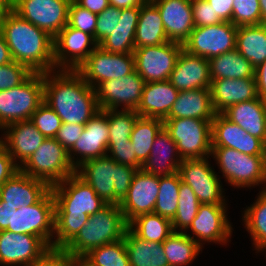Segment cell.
<instances>
[{
	"mask_svg": "<svg viewBox=\"0 0 266 266\" xmlns=\"http://www.w3.org/2000/svg\"><path fill=\"white\" fill-rule=\"evenodd\" d=\"M236 50L254 68L262 64L266 60V24L239 26Z\"/></svg>",
	"mask_w": 266,
	"mask_h": 266,
	"instance_id": "cell-35",
	"label": "cell"
},
{
	"mask_svg": "<svg viewBox=\"0 0 266 266\" xmlns=\"http://www.w3.org/2000/svg\"><path fill=\"white\" fill-rule=\"evenodd\" d=\"M139 13L140 7L121 9V17L117 27L98 46L111 53H133Z\"/></svg>",
	"mask_w": 266,
	"mask_h": 266,
	"instance_id": "cell-32",
	"label": "cell"
},
{
	"mask_svg": "<svg viewBox=\"0 0 266 266\" xmlns=\"http://www.w3.org/2000/svg\"><path fill=\"white\" fill-rule=\"evenodd\" d=\"M145 81L134 71L119 79L106 80L95 88L100 110L136 111L141 103Z\"/></svg>",
	"mask_w": 266,
	"mask_h": 266,
	"instance_id": "cell-16",
	"label": "cell"
},
{
	"mask_svg": "<svg viewBox=\"0 0 266 266\" xmlns=\"http://www.w3.org/2000/svg\"><path fill=\"white\" fill-rule=\"evenodd\" d=\"M158 9L169 41L183 44L195 28L191 0H150Z\"/></svg>",
	"mask_w": 266,
	"mask_h": 266,
	"instance_id": "cell-24",
	"label": "cell"
},
{
	"mask_svg": "<svg viewBox=\"0 0 266 266\" xmlns=\"http://www.w3.org/2000/svg\"><path fill=\"white\" fill-rule=\"evenodd\" d=\"M146 0H109L110 6L126 9L140 7Z\"/></svg>",
	"mask_w": 266,
	"mask_h": 266,
	"instance_id": "cell-61",
	"label": "cell"
},
{
	"mask_svg": "<svg viewBox=\"0 0 266 266\" xmlns=\"http://www.w3.org/2000/svg\"><path fill=\"white\" fill-rule=\"evenodd\" d=\"M182 49L183 44L174 41L135 48V71L145 83L167 81Z\"/></svg>",
	"mask_w": 266,
	"mask_h": 266,
	"instance_id": "cell-13",
	"label": "cell"
},
{
	"mask_svg": "<svg viewBox=\"0 0 266 266\" xmlns=\"http://www.w3.org/2000/svg\"><path fill=\"white\" fill-rule=\"evenodd\" d=\"M254 77L258 96L266 102V60L255 68Z\"/></svg>",
	"mask_w": 266,
	"mask_h": 266,
	"instance_id": "cell-57",
	"label": "cell"
},
{
	"mask_svg": "<svg viewBox=\"0 0 266 266\" xmlns=\"http://www.w3.org/2000/svg\"><path fill=\"white\" fill-rule=\"evenodd\" d=\"M138 117L139 114L133 110H107L108 143L128 142Z\"/></svg>",
	"mask_w": 266,
	"mask_h": 266,
	"instance_id": "cell-45",
	"label": "cell"
},
{
	"mask_svg": "<svg viewBox=\"0 0 266 266\" xmlns=\"http://www.w3.org/2000/svg\"><path fill=\"white\" fill-rule=\"evenodd\" d=\"M30 121L45 138H55L62 125L61 118L44 101L32 114Z\"/></svg>",
	"mask_w": 266,
	"mask_h": 266,
	"instance_id": "cell-46",
	"label": "cell"
},
{
	"mask_svg": "<svg viewBox=\"0 0 266 266\" xmlns=\"http://www.w3.org/2000/svg\"><path fill=\"white\" fill-rule=\"evenodd\" d=\"M221 114L251 136L266 143V102L259 96L250 101L231 105Z\"/></svg>",
	"mask_w": 266,
	"mask_h": 266,
	"instance_id": "cell-29",
	"label": "cell"
},
{
	"mask_svg": "<svg viewBox=\"0 0 266 266\" xmlns=\"http://www.w3.org/2000/svg\"><path fill=\"white\" fill-rule=\"evenodd\" d=\"M17 0H9L10 6H12Z\"/></svg>",
	"mask_w": 266,
	"mask_h": 266,
	"instance_id": "cell-65",
	"label": "cell"
},
{
	"mask_svg": "<svg viewBox=\"0 0 266 266\" xmlns=\"http://www.w3.org/2000/svg\"><path fill=\"white\" fill-rule=\"evenodd\" d=\"M72 0H17L11 9L53 38L67 25Z\"/></svg>",
	"mask_w": 266,
	"mask_h": 266,
	"instance_id": "cell-15",
	"label": "cell"
},
{
	"mask_svg": "<svg viewBox=\"0 0 266 266\" xmlns=\"http://www.w3.org/2000/svg\"><path fill=\"white\" fill-rule=\"evenodd\" d=\"M96 23L97 14L80 7L73 0L70 2L68 10V26L86 32L92 35L95 39Z\"/></svg>",
	"mask_w": 266,
	"mask_h": 266,
	"instance_id": "cell-48",
	"label": "cell"
},
{
	"mask_svg": "<svg viewBox=\"0 0 266 266\" xmlns=\"http://www.w3.org/2000/svg\"><path fill=\"white\" fill-rule=\"evenodd\" d=\"M55 214L94 215L107 203L77 173L52 186Z\"/></svg>",
	"mask_w": 266,
	"mask_h": 266,
	"instance_id": "cell-10",
	"label": "cell"
},
{
	"mask_svg": "<svg viewBox=\"0 0 266 266\" xmlns=\"http://www.w3.org/2000/svg\"><path fill=\"white\" fill-rule=\"evenodd\" d=\"M159 180L160 176L146 173L142 169L135 172L128 193L119 204L127 223L138 215L154 213Z\"/></svg>",
	"mask_w": 266,
	"mask_h": 266,
	"instance_id": "cell-20",
	"label": "cell"
},
{
	"mask_svg": "<svg viewBox=\"0 0 266 266\" xmlns=\"http://www.w3.org/2000/svg\"><path fill=\"white\" fill-rule=\"evenodd\" d=\"M50 247L38 236L0 231V264L26 266L39 259Z\"/></svg>",
	"mask_w": 266,
	"mask_h": 266,
	"instance_id": "cell-21",
	"label": "cell"
},
{
	"mask_svg": "<svg viewBox=\"0 0 266 266\" xmlns=\"http://www.w3.org/2000/svg\"><path fill=\"white\" fill-rule=\"evenodd\" d=\"M6 130V131H5ZM0 143L20 168L46 139L30 120H23L7 125L2 129Z\"/></svg>",
	"mask_w": 266,
	"mask_h": 266,
	"instance_id": "cell-23",
	"label": "cell"
},
{
	"mask_svg": "<svg viewBox=\"0 0 266 266\" xmlns=\"http://www.w3.org/2000/svg\"><path fill=\"white\" fill-rule=\"evenodd\" d=\"M80 7L89 10L92 13L100 14L104 9L110 6L109 0H73Z\"/></svg>",
	"mask_w": 266,
	"mask_h": 266,
	"instance_id": "cell-58",
	"label": "cell"
},
{
	"mask_svg": "<svg viewBox=\"0 0 266 266\" xmlns=\"http://www.w3.org/2000/svg\"><path fill=\"white\" fill-rule=\"evenodd\" d=\"M128 228L140 239L158 243L173 233L171 221L155 213L138 215L128 223Z\"/></svg>",
	"mask_w": 266,
	"mask_h": 266,
	"instance_id": "cell-39",
	"label": "cell"
},
{
	"mask_svg": "<svg viewBox=\"0 0 266 266\" xmlns=\"http://www.w3.org/2000/svg\"><path fill=\"white\" fill-rule=\"evenodd\" d=\"M259 195L250 207H246L242 219L244 227L250 233L254 250H266V189L259 191Z\"/></svg>",
	"mask_w": 266,
	"mask_h": 266,
	"instance_id": "cell-37",
	"label": "cell"
},
{
	"mask_svg": "<svg viewBox=\"0 0 266 266\" xmlns=\"http://www.w3.org/2000/svg\"><path fill=\"white\" fill-rule=\"evenodd\" d=\"M209 158L182 159L178 171L181 180L192 188L200 204L227 205L221 179Z\"/></svg>",
	"mask_w": 266,
	"mask_h": 266,
	"instance_id": "cell-11",
	"label": "cell"
},
{
	"mask_svg": "<svg viewBox=\"0 0 266 266\" xmlns=\"http://www.w3.org/2000/svg\"><path fill=\"white\" fill-rule=\"evenodd\" d=\"M6 230L38 236L51 248L55 232V200L51 189L37 203L10 211Z\"/></svg>",
	"mask_w": 266,
	"mask_h": 266,
	"instance_id": "cell-9",
	"label": "cell"
},
{
	"mask_svg": "<svg viewBox=\"0 0 266 266\" xmlns=\"http://www.w3.org/2000/svg\"><path fill=\"white\" fill-rule=\"evenodd\" d=\"M85 257L95 266H130L124 238L92 249Z\"/></svg>",
	"mask_w": 266,
	"mask_h": 266,
	"instance_id": "cell-44",
	"label": "cell"
},
{
	"mask_svg": "<svg viewBox=\"0 0 266 266\" xmlns=\"http://www.w3.org/2000/svg\"><path fill=\"white\" fill-rule=\"evenodd\" d=\"M84 127L82 124L62 123L55 139L69 151L81 137Z\"/></svg>",
	"mask_w": 266,
	"mask_h": 266,
	"instance_id": "cell-54",
	"label": "cell"
},
{
	"mask_svg": "<svg viewBox=\"0 0 266 266\" xmlns=\"http://www.w3.org/2000/svg\"><path fill=\"white\" fill-rule=\"evenodd\" d=\"M164 24L157 7L146 0L140 6L138 24L136 27L135 48L156 46L168 42Z\"/></svg>",
	"mask_w": 266,
	"mask_h": 266,
	"instance_id": "cell-33",
	"label": "cell"
},
{
	"mask_svg": "<svg viewBox=\"0 0 266 266\" xmlns=\"http://www.w3.org/2000/svg\"><path fill=\"white\" fill-rule=\"evenodd\" d=\"M179 91L167 80L145 83L141 103L136 112L140 117L164 120L177 99Z\"/></svg>",
	"mask_w": 266,
	"mask_h": 266,
	"instance_id": "cell-30",
	"label": "cell"
},
{
	"mask_svg": "<svg viewBox=\"0 0 266 266\" xmlns=\"http://www.w3.org/2000/svg\"><path fill=\"white\" fill-rule=\"evenodd\" d=\"M200 203L192 188L180 183L176 215L171 221L173 232H187L197 215Z\"/></svg>",
	"mask_w": 266,
	"mask_h": 266,
	"instance_id": "cell-42",
	"label": "cell"
},
{
	"mask_svg": "<svg viewBox=\"0 0 266 266\" xmlns=\"http://www.w3.org/2000/svg\"><path fill=\"white\" fill-rule=\"evenodd\" d=\"M162 246L169 266L189 265L203 248L183 232H173Z\"/></svg>",
	"mask_w": 266,
	"mask_h": 266,
	"instance_id": "cell-38",
	"label": "cell"
},
{
	"mask_svg": "<svg viewBox=\"0 0 266 266\" xmlns=\"http://www.w3.org/2000/svg\"><path fill=\"white\" fill-rule=\"evenodd\" d=\"M19 170L50 188L76 173L68 151L55 138H46Z\"/></svg>",
	"mask_w": 266,
	"mask_h": 266,
	"instance_id": "cell-7",
	"label": "cell"
},
{
	"mask_svg": "<svg viewBox=\"0 0 266 266\" xmlns=\"http://www.w3.org/2000/svg\"><path fill=\"white\" fill-rule=\"evenodd\" d=\"M70 266H95L85 256H71Z\"/></svg>",
	"mask_w": 266,
	"mask_h": 266,
	"instance_id": "cell-62",
	"label": "cell"
},
{
	"mask_svg": "<svg viewBox=\"0 0 266 266\" xmlns=\"http://www.w3.org/2000/svg\"><path fill=\"white\" fill-rule=\"evenodd\" d=\"M131 140L121 143H108L107 154L117 163L136 168H142V163L137 159Z\"/></svg>",
	"mask_w": 266,
	"mask_h": 266,
	"instance_id": "cell-51",
	"label": "cell"
},
{
	"mask_svg": "<svg viewBox=\"0 0 266 266\" xmlns=\"http://www.w3.org/2000/svg\"><path fill=\"white\" fill-rule=\"evenodd\" d=\"M212 147H228L247 155H266L261 139L251 136L222 114H215L212 120Z\"/></svg>",
	"mask_w": 266,
	"mask_h": 266,
	"instance_id": "cell-22",
	"label": "cell"
},
{
	"mask_svg": "<svg viewBox=\"0 0 266 266\" xmlns=\"http://www.w3.org/2000/svg\"><path fill=\"white\" fill-rule=\"evenodd\" d=\"M11 9L9 0H0V31L2 30V24L6 13Z\"/></svg>",
	"mask_w": 266,
	"mask_h": 266,
	"instance_id": "cell-63",
	"label": "cell"
},
{
	"mask_svg": "<svg viewBox=\"0 0 266 266\" xmlns=\"http://www.w3.org/2000/svg\"><path fill=\"white\" fill-rule=\"evenodd\" d=\"M168 81L178 91L210 88L209 61L182 49Z\"/></svg>",
	"mask_w": 266,
	"mask_h": 266,
	"instance_id": "cell-25",
	"label": "cell"
},
{
	"mask_svg": "<svg viewBox=\"0 0 266 266\" xmlns=\"http://www.w3.org/2000/svg\"><path fill=\"white\" fill-rule=\"evenodd\" d=\"M108 139L107 110H100L85 124L81 137L68 151L71 163L77 169L85 161L105 156Z\"/></svg>",
	"mask_w": 266,
	"mask_h": 266,
	"instance_id": "cell-19",
	"label": "cell"
},
{
	"mask_svg": "<svg viewBox=\"0 0 266 266\" xmlns=\"http://www.w3.org/2000/svg\"><path fill=\"white\" fill-rule=\"evenodd\" d=\"M2 33L12 60L32 72L55 71L54 38L10 9L3 20Z\"/></svg>",
	"mask_w": 266,
	"mask_h": 266,
	"instance_id": "cell-2",
	"label": "cell"
},
{
	"mask_svg": "<svg viewBox=\"0 0 266 266\" xmlns=\"http://www.w3.org/2000/svg\"><path fill=\"white\" fill-rule=\"evenodd\" d=\"M180 183L181 176L179 172L160 176L159 193L154 207L155 214L163 216L170 221L173 220L178 207Z\"/></svg>",
	"mask_w": 266,
	"mask_h": 266,
	"instance_id": "cell-41",
	"label": "cell"
},
{
	"mask_svg": "<svg viewBox=\"0 0 266 266\" xmlns=\"http://www.w3.org/2000/svg\"><path fill=\"white\" fill-rule=\"evenodd\" d=\"M97 47L92 35L66 25L54 37L55 69L77 70Z\"/></svg>",
	"mask_w": 266,
	"mask_h": 266,
	"instance_id": "cell-17",
	"label": "cell"
},
{
	"mask_svg": "<svg viewBox=\"0 0 266 266\" xmlns=\"http://www.w3.org/2000/svg\"><path fill=\"white\" fill-rule=\"evenodd\" d=\"M214 112L221 114L231 105L258 97L255 77L215 79L210 86Z\"/></svg>",
	"mask_w": 266,
	"mask_h": 266,
	"instance_id": "cell-27",
	"label": "cell"
},
{
	"mask_svg": "<svg viewBox=\"0 0 266 266\" xmlns=\"http://www.w3.org/2000/svg\"><path fill=\"white\" fill-rule=\"evenodd\" d=\"M182 162L175 141L163 127L154 139L151 152L142 170L155 176L177 173Z\"/></svg>",
	"mask_w": 266,
	"mask_h": 266,
	"instance_id": "cell-28",
	"label": "cell"
},
{
	"mask_svg": "<svg viewBox=\"0 0 266 266\" xmlns=\"http://www.w3.org/2000/svg\"><path fill=\"white\" fill-rule=\"evenodd\" d=\"M130 266H169L162 243L145 241L129 228L124 234Z\"/></svg>",
	"mask_w": 266,
	"mask_h": 266,
	"instance_id": "cell-34",
	"label": "cell"
},
{
	"mask_svg": "<svg viewBox=\"0 0 266 266\" xmlns=\"http://www.w3.org/2000/svg\"><path fill=\"white\" fill-rule=\"evenodd\" d=\"M43 101V73L39 72H33L16 87L0 91V130L9 124L30 120Z\"/></svg>",
	"mask_w": 266,
	"mask_h": 266,
	"instance_id": "cell-6",
	"label": "cell"
},
{
	"mask_svg": "<svg viewBox=\"0 0 266 266\" xmlns=\"http://www.w3.org/2000/svg\"><path fill=\"white\" fill-rule=\"evenodd\" d=\"M227 207L226 205L200 204L197 215L188 229L193 233L191 234L193 236L185 232L186 235L195 240L201 247H204L205 242L227 244L233 230L227 218Z\"/></svg>",
	"mask_w": 266,
	"mask_h": 266,
	"instance_id": "cell-18",
	"label": "cell"
},
{
	"mask_svg": "<svg viewBox=\"0 0 266 266\" xmlns=\"http://www.w3.org/2000/svg\"><path fill=\"white\" fill-rule=\"evenodd\" d=\"M210 88L179 91L166 118H194L212 122L215 116Z\"/></svg>",
	"mask_w": 266,
	"mask_h": 266,
	"instance_id": "cell-31",
	"label": "cell"
},
{
	"mask_svg": "<svg viewBox=\"0 0 266 266\" xmlns=\"http://www.w3.org/2000/svg\"><path fill=\"white\" fill-rule=\"evenodd\" d=\"M12 61L9 47L5 41L2 31H0V65H5L11 63Z\"/></svg>",
	"mask_w": 266,
	"mask_h": 266,
	"instance_id": "cell-60",
	"label": "cell"
},
{
	"mask_svg": "<svg viewBox=\"0 0 266 266\" xmlns=\"http://www.w3.org/2000/svg\"><path fill=\"white\" fill-rule=\"evenodd\" d=\"M32 73L33 72L26 65L15 61L0 65V91L20 85Z\"/></svg>",
	"mask_w": 266,
	"mask_h": 266,
	"instance_id": "cell-49",
	"label": "cell"
},
{
	"mask_svg": "<svg viewBox=\"0 0 266 266\" xmlns=\"http://www.w3.org/2000/svg\"><path fill=\"white\" fill-rule=\"evenodd\" d=\"M88 214H55V232L51 248L63 249L85 226Z\"/></svg>",
	"mask_w": 266,
	"mask_h": 266,
	"instance_id": "cell-43",
	"label": "cell"
},
{
	"mask_svg": "<svg viewBox=\"0 0 266 266\" xmlns=\"http://www.w3.org/2000/svg\"><path fill=\"white\" fill-rule=\"evenodd\" d=\"M19 171V167L13 161V158L0 143V186Z\"/></svg>",
	"mask_w": 266,
	"mask_h": 266,
	"instance_id": "cell-55",
	"label": "cell"
},
{
	"mask_svg": "<svg viewBox=\"0 0 266 266\" xmlns=\"http://www.w3.org/2000/svg\"><path fill=\"white\" fill-rule=\"evenodd\" d=\"M232 23L237 27L263 24L259 0H234Z\"/></svg>",
	"mask_w": 266,
	"mask_h": 266,
	"instance_id": "cell-47",
	"label": "cell"
},
{
	"mask_svg": "<svg viewBox=\"0 0 266 266\" xmlns=\"http://www.w3.org/2000/svg\"><path fill=\"white\" fill-rule=\"evenodd\" d=\"M71 256L63 249L50 248L39 259L26 266H70Z\"/></svg>",
	"mask_w": 266,
	"mask_h": 266,
	"instance_id": "cell-53",
	"label": "cell"
},
{
	"mask_svg": "<svg viewBox=\"0 0 266 266\" xmlns=\"http://www.w3.org/2000/svg\"><path fill=\"white\" fill-rule=\"evenodd\" d=\"M163 128V120L158 118L138 117L130 136L137 159L144 164L150 155L153 142Z\"/></svg>",
	"mask_w": 266,
	"mask_h": 266,
	"instance_id": "cell-40",
	"label": "cell"
},
{
	"mask_svg": "<svg viewBox=\"0 0 266 266\" xmlns=\"http://www.w3.org/2000/svg\"><path fill=\"white\" fill-rule=\"evenodd\" d=\"M224 22H232V11L234 0H206Z\"/></svg>",
	"mask_w": 266,
	"mask_h": 266,
	"instance_id": "cell-56",
	"label": "cell"
},
{
	"mask_svg": "<svg viewBox=\"0 0 266 266\" xmlns=\"http://www.w3.org/2000/svg\"><path fill=\"white\" fill-rule=\"evenodd\" d=\"M237 30L232 22L195 27L183 43V49L209 60L236 49Z\"/></svg>",
	"mask_w": 266,
	"mask_h": 266,
	"instance_id": "cell-14",
	"label": "cell"
},
{
	"mask_svg": "<svg viewBox=\"0 0 266 266\" xmlns=\"http://www.w3.org/2000/svg\"><path fill=\"white\" fill-rule=\"evenodd\" d=\"M121 9L109 6L100 14H97V23L95 27V41L99 45L107 36L111 35L114 28L117 27Z\"/></svg>",
	"mask_w": 266,
	"mask_h": 266,
	"instance_id": "cell-50",
	"label": "cell"
},
{
	"mask_svg": "<svg viewBox=\"0 0 266 266\" xmlns=\"http://www.w3.org/2000/svg\"><path fill=\"white\" fill-rule=\"evenodd\" d=\"M128 223L118 204H107L94 215L63 248L70 256H85L92 249L124 238Z\"/></svg>",
	"mask_w": 266,
	"mask_h": 266,
	"instance_id": "cell-4",
	"label": "cell"
},
{
	"mask_svg": "<svg viewBox=\"0 0 266 266\" xmlns=\"http://www.w3.org/2000/svg\"><path fill=\"white\" fill-rule=\"evenodd\" d=\"M136 168L117 163L108 155L85 161L76 173L107 204H120L126 197Z\"/></svg>",
	"mask_w": 266,
	"mask_h": 266,
	"instance_id": "cell-3",
	"label": "cell"
},
{
	"mask_svg": "<svg viewBox=\"0 0 266 266\" xmlns=\"http://www.w3.org/2000/svg\"><path fill=\"white\" fill-rule=\"evenodd\" d=\"M195 27H205L224 22L206 0H191Z\"/></svg>",
	"mask_w": 266,
	"mask_h": 266,
	"instance_id": "cell-52",
	"label": "cell"
},
{
	"mask_svg": "<svg viewBox=\"0 0 266 266\" xmlns=\"http://www.w3.org/2000/svg\"><path fill=\"white\" fill-rule=\"evenodd\" d=\"M10 211H16V209L5 205V202L0 199V231L6 230L9 226Z\"/></svg>",
	"mask_w": 266,
	"mask_h": 266,
	"instance_id": "cell-59",
	"label": "cell"
},
{
	"mask_svg": "<svg viewBox=\"0 0 266 266\" xmlns=\"http://www.w3.org/2000/svg\"><path fill=\"white\" fill-rule=\"evenodd\" d=\"M260 2V9L262 15V22L266 24V0H259Z\"/></svg>",
	"mask_w": 266,
	"mask_h": 266,
	"instance_id": "cell-64",
	"label": "cell"
},
{
	"mask_svg": "<svg viewBox=\"0 0 266 266\" xmlns=\"http://www.w3.org/2000/svg\"><path fill=\"white\" fill-rule=\"evenodd\" d=\"M44 102L62 123L85 125L100 111L95 89L76 70L43 73Z\"/></svg>",
	"mask_w": 266,
	"mask_h": 266,
	"instance_id": "cell-1",
	"label": "cell"
},
{
	"mask_svg": "<svg viewBox=\"0 0 266 266\" xmlns=\"http://www.w3.org/2000/svg\"><path fill=\"white\" fill-rule=\"evenodd\" d=\"M163 127L175 141L182 159L210 157L212 122L194 118H165Z\"/></svg>",
	"mask_w": 266,
	"mask_h": 266,
	"instance_id": "cell-8",
	"label": "cell"
},
{
	"mask_svg": "<svg viewBox=\"0 0 266 266\" xmlns=\"http://www.w3.org/2000/svg\"><path fill=\"white\" fill-rule=\"evenodd\" d=\"M50 187L20 170L0 186V199L12 208L29 206L37 203Z\"/></svg>",
	"mask_w": 266,
	"mask_h": 266,
	"instance_id": "cell-26",
	"label": "cell"
},
{
	"mask_svg": "<svg viewBox=\"0 0 266 266\" xmlns=\"http://www.w3.org/2000/svg\"><path fill=\"white\" fill-rule=\"evenodd\" d=\"M210 156L231 186L251 188L264 184L261 190L266 189V155H247L228 147H212Z\"/></svg>",
	"mask_w": 266,
	"mask_h": 266,
	"instance_id": "cell-5",
	"label": "cell"
},
{
	"mask_svg": "<svg viewBox=\"0 0 266 266\" xmlns=\"http://www.w3.org/2000/svg\"><path fill=\"white\" fill-rule=\"evenodd\" d=\"M208 61L211 80L254 77L255 68L236 49L213 57Z\"/></svg>",
	"mask_w": 266,
	"mask_h": 266,
	"instance_id": "cell-36",
	"label": "cell"
},
{
	"mask_svg": "<svg viewBox=\"0 0 266 266\" xmlns=\"http://www.w3.org/2000/svg\"><path fill=\"white\" fill-rule=\"evenodd\" d=\"M76 71L95 89L106 80L119 79L133 73L134 54L111 53L98 46Z\"/></svg>",
	"mask_w": 266,
	"mask_h": 266,
	"instance_id": "cell-12",
	"label": "cell"
}]
</instances>
